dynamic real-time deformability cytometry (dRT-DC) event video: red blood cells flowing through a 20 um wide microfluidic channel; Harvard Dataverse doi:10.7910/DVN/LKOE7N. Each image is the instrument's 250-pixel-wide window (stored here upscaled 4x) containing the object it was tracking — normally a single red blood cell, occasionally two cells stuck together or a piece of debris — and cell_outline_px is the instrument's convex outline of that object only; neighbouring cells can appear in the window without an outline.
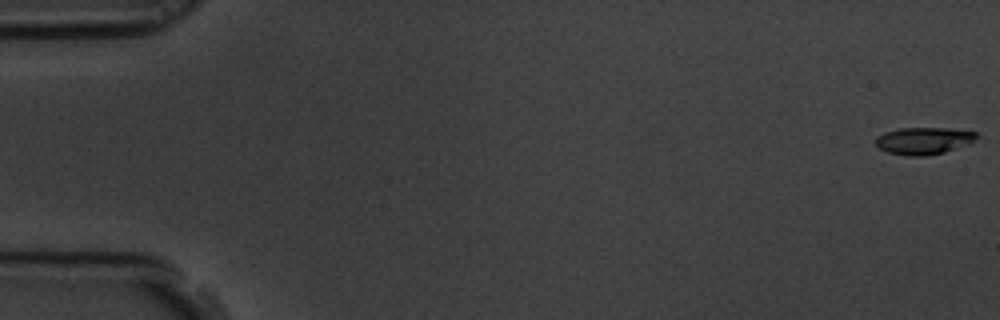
{"species": "common noctule bat (a hibernating species)", "species_latin": "Nyctalus noctula", "temperature_condition": "room temperature", "stored_images_in_passage": 60, "camera_frame_rate_fps": 3000, "um_per_image_px": 0.085, "animal": {"sex": "male", "body_mass_g": 19.5, "forearm_length_mm": 54.6}, "frame": {"image": 1, "passage_image": 1, "time_ms": 0.0, "image_size_px": [1000, 320], "cell_outline_px": [[980, 136], [968, 144], [944, 152], [924, 156], [908, 156], [888, 152], [880, 148], [876, 144], [876, 136], [884, 132], [900, 128], [948, 128], [976, 132]], "centroid_in_image_um": [78.52, 11.96], "position_along_channel_um": 6.5, "area_um2": 15.9}}
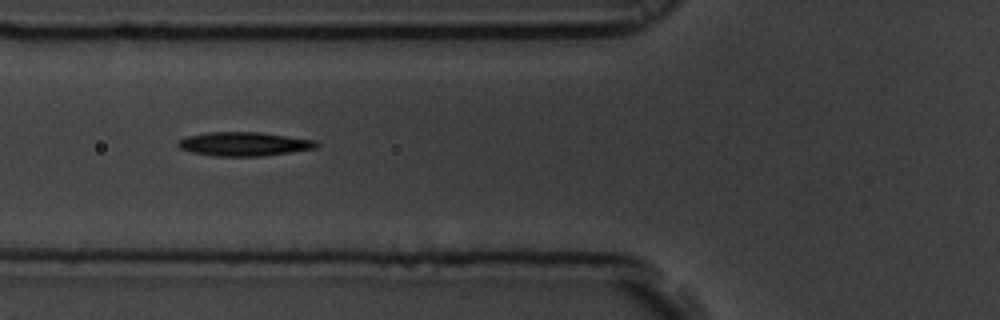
{"frame": {"image": 2, "passage_image": 23, "time_ms": 7.333, "image_size_px": [1000, 320], "cell_outline_px": [[320, 144], [316, 148], [264, 156], [216, 156], [192, 152], [180, 148], [176, 144], [176, 140], [188, 136], [208, 132], [260, 132], [316, 140]], "centroid_in_image_um": [20.74, 12.23], "position_along_channel_um": 105.1, "area_um2": 19.31}}
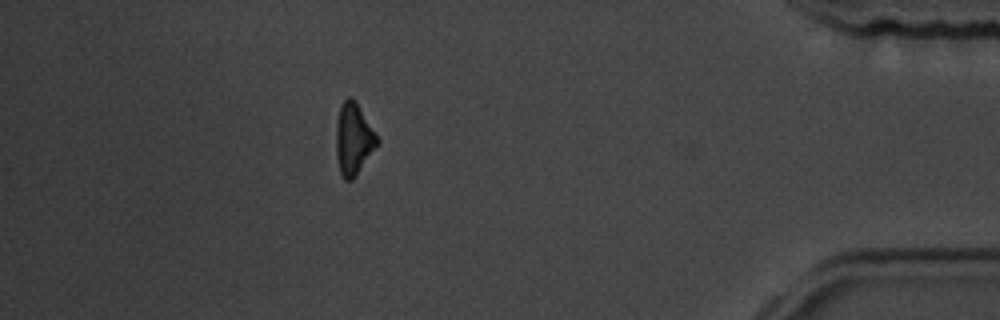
{"frame": {"image": 3, "passage_image": 53, "time_ms": 17.333, "image_size_px": [1000, 320], "cell_outline_px": [[380, 144], [356, 176], [352, 180], [344, 180], [340, 172], [336, 156], [336, 124], [340, 104], [348, 96], [352, 96], [356, 100], [380, 140]], "centroid_in_image_um": [30.07, 11.8], "position_along_channel_um": 405.1, "area_um2": 17.63}, "authors_computed_cell_mechanics": {"area_um2": 18.0914, "velocity_mm_per_s": 3.4725, "shape_relaxation_time_tau1_ms": 4.1199, "shape_relaxation_time_tau2_ms": null, "deformation_change_tau1": 0.1241, "deformation_change_tau2": null}}